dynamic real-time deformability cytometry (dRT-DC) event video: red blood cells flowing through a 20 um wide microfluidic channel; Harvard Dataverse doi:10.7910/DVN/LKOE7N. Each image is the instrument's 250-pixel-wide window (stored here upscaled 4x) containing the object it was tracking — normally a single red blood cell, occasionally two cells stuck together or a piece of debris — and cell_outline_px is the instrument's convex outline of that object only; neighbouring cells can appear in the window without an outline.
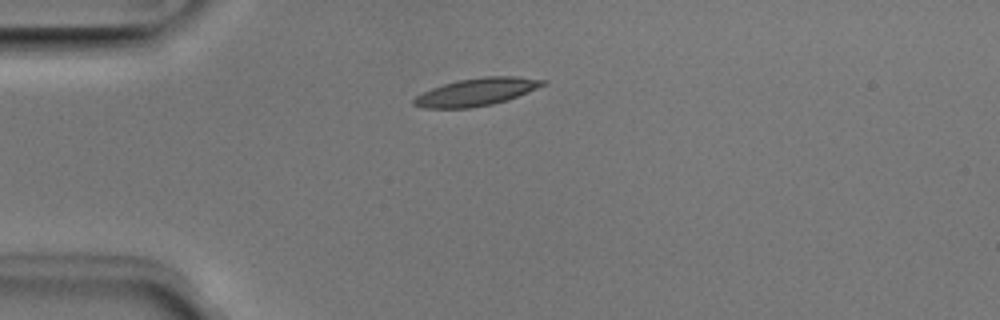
{"species": "Egyptian fruit bat (a non-hibernating species)", "species_latin": "Rousettus aegyptiacus", "temperature_condition": "room temperature", "stored_images_in_passage": 39, "camera_frame_rate_fps": 3000, "um_per_image_px": 0.085, "animal": {"sex": "male"}, "frame": {"image": 1, "passage_image": 1, "time_ms": 0.0, "image_size_px": [1000, 320], "cell_outline_px": [[548, 84], [516, 96], [492, 104], [472, 108], [424, 108], [412, 104], [412, 100], [416, 96], [432, 88], [444, 84], [460, 80], [484, 76], [516, 76], [548, 80]], "centroid_in_image_um": [40.51, 7.81], "position_along_channel_um": 44.5, "area_um2": 20.58}}
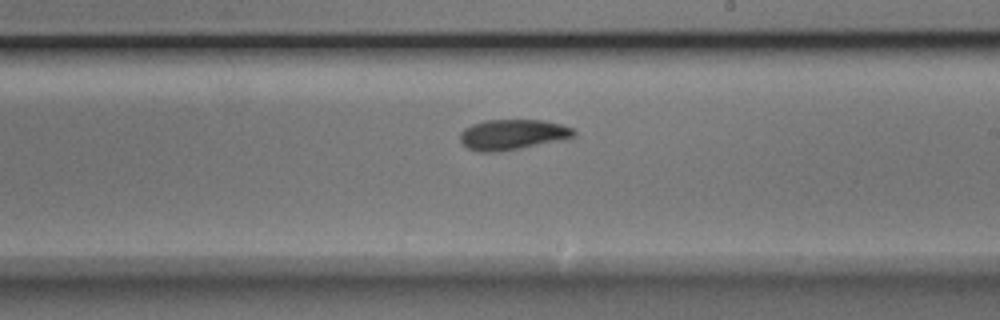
{"frame": {"image": 2, "passage_image": 18, "time_ms": 5.667, "image_size_px": [1000, 320], "cell_outline_px": [[576, 136], [564, 140], [520, 148], [492, 152], [480, 152], [468, 148], [460, 140], [460, 132], [464, 128], [472, 124], [484, 120], [544, 120], [560, 124], [572, 128], [576, 132]], "centroid_in_image_um": [43.58, 11.43], "position_along_channel_um": 245.4, "area_um2": 20.17}}
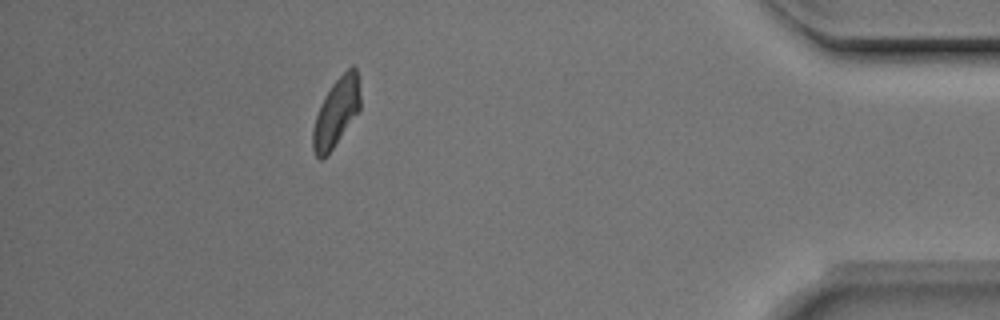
{"frame": {"image": 3, "passage_image": 34, "time_ms": 11.0, "image_size_px": [1000, 320], "cell_outline_px": [[360, 108], [332, 148], [320, 160], [316, 156], [312, 148], [312, 128], [320, 104], [332, 84], [352, 64], [356, 68], [360, 96]], "centroid_in_image_um": [28.56, 9.53], "position_along_channel_um": 406.6, "area_um2": 18.38}, "authors_computed_cell_mechanics": {"area_um2": 19.9988, "velocity_mm_per_s": 3.9343, "shape_relaxation_time_tau1_ms": 2.6833, "shape_relaxation_time_tau2_ms": 4.2296, "deformation_change_tau1": 0.1307, "deformation_change_tau2": 0.1086}}